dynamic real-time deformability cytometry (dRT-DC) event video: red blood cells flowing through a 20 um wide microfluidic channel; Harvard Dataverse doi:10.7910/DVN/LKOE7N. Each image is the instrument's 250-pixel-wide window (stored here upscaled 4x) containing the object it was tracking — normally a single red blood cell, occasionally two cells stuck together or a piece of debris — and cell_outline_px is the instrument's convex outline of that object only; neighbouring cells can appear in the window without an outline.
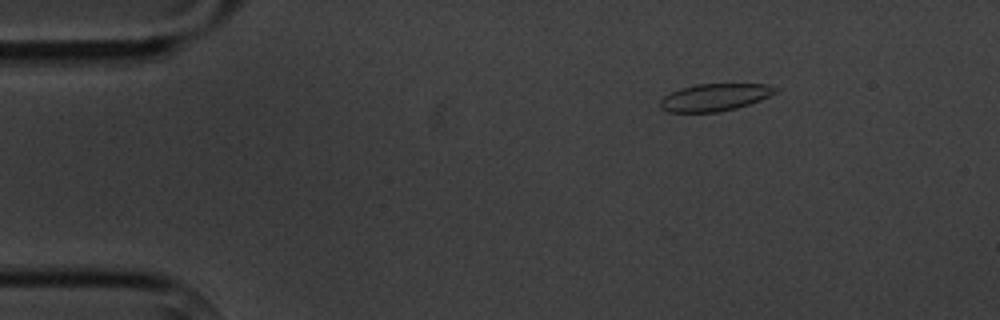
{"species": "common noctule bat (a hibernating species)", "species_latin": "Nyctalus noctula", "temperature_condition": "cold", "stored_images_in_passage": 3, "camera_frame_rate_fps": 3000, "um_per_image_px": 0.085, "animal": {"sex": "male", "body_mass_g": 20.1, "forearm_length_mm": 53.5}, "frame": {"image": 1, "passage_image": 1, "time_ms": 0.0, "image_size_px": [1000, 320], "cell_outline_px": [[780, 88], [776, 92], [760, 100], [736, 108], [716, 112], [668, 112], [660, 108], [660, 100], [664, 96], [680, 88], [696, 84], [768, 84]], "centroid_in_image_um": [60.75, 8.26], "position_along_channel_um": 24.3, "area_um2": 18.26}}